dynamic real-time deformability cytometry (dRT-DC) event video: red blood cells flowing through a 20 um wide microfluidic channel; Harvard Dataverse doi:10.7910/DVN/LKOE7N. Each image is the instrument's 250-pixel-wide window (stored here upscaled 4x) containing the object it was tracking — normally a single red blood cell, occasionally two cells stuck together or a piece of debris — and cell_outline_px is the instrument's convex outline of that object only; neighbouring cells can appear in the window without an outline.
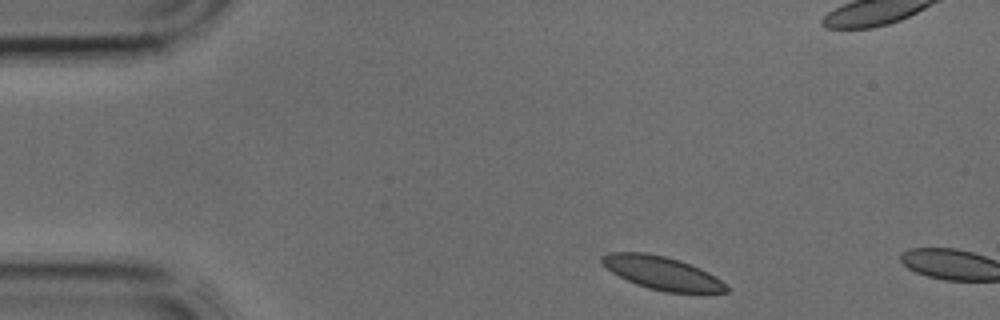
{"species": "common noctule bat (a hibernating species)", "species_latin": "Nyctalus noctula", "temperature_condition": "cold", "stored_images_in_passage": 2, "camera_frame_rate_fps": 3000, "um_per_image_px": 0.085, "animal": {"sex": "male", "body_mass_g": 17.9, "forearm_length_mm": 54.2}, "frame": {"image": 1, "passage_image": 1, "time_ms": 0.0, "image_size_px": [1000, 320], "cell_outline_px": [[728, 292], [664, 292], [648, 288], [636, 284], [612, 272], [600, 260], [600, 256], [608, 252], [644, 252], [664, 256], [680, 260], [700, 268], [708, 272], [720, 280], [728, 288]], "centroid_in_image_um": [56.24, 23.19], "position_along_channel_um": 28.8, "area_um2": 23.76}}